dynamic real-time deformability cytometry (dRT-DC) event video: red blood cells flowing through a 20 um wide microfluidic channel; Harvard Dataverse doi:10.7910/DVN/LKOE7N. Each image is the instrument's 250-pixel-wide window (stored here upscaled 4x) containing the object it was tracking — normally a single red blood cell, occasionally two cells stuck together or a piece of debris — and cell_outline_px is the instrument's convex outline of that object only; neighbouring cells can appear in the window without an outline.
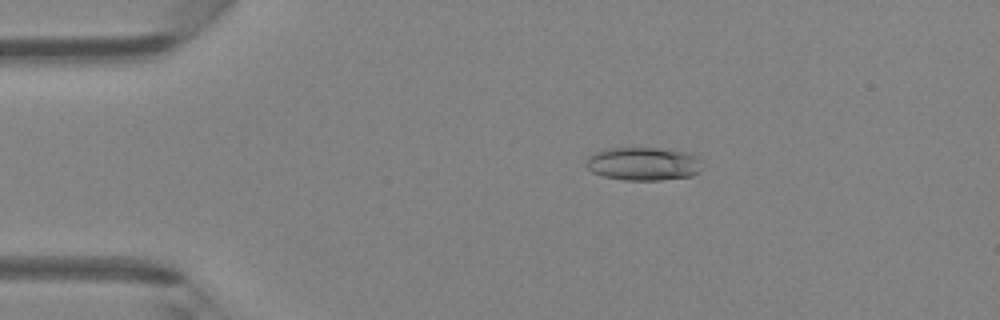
{"species": "Egyptian fruit bat (a non-hibernating species)", "species_latin": "Rousettus aegyptiacus", "temperature_condition": "room temperature", "stored_images_in_passage": 46, "camera_frame_rate_fps": 3000, "um_per_image_px": 0.085, "animal": {"sex": "female"}, "frame": {"image": 1, "passage_image": 8, "time_ms": 2.333, "image_size_px": [1000, 320], "cell_outline_px": [[700, 172], [692, 176], [660, 180], [624, 180], [604, 176], [592, 172], [588, 168], [588, 156], [596, 152], [608, 148], [660, 148], [684, 152], [700, 156]], "centroid_in_image_um": [54.72, 13.92], "position_along_channel_um": 30.3, "area_um2": 22.43}}
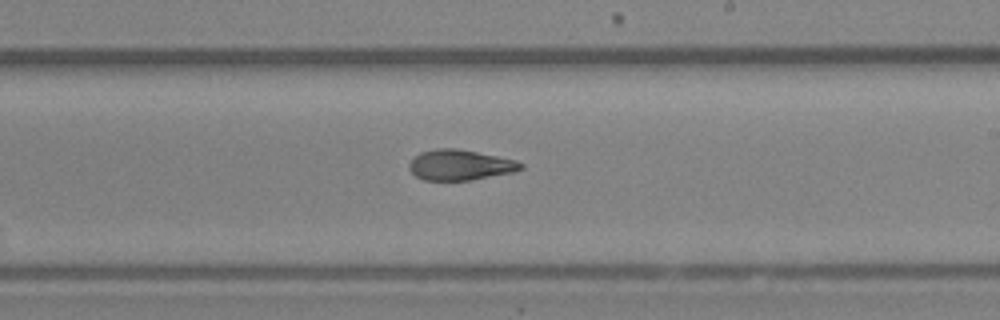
{"frame": {"image": 2, "passage_image": 27, "time_ms": 8.667, "image_size_px": [1000, 320], "cell_outline_px": [[524, 168], [512, 172], [472, 180], [424, 180], [416, 176], [408, 168], [408, 164], [420, 152], [436, 148], [456, 148], [516, 160], [524, 164]], "centroid_in_image_um": [39.1, 14.02], "position_along_channel_um": 249.9, "area_um2": 19.71}}
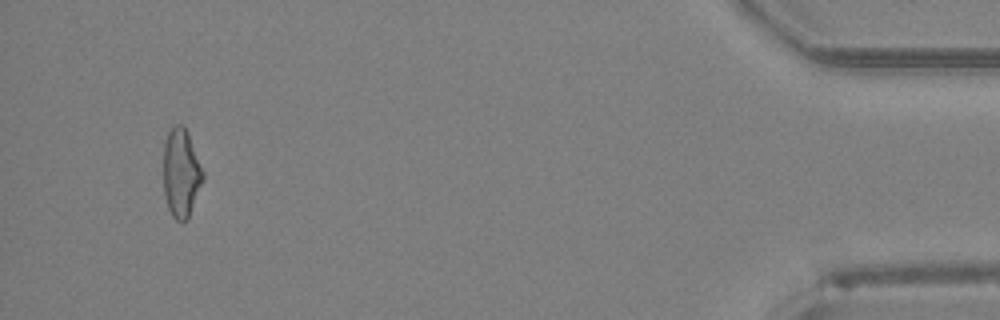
{"frame": {"image": 3, "passage_image": 44, "time_ms": 14.333, "image_size_px": [1000, 320], "cell_outline_px": [[204, 180], [188, 216], [184, 220], [176, 220], [172, 216], [168, 208], [164, 196], [164, 144], [168, 132], [172, 124], [180, 124], [188, 132], [204, 172]], "centroid_in_image_um": [15.39, 14.67], "position_along_channel_um": 419.8, "area_um2": 20.35}, "authors_computed_cell_mechanics": {"area_um2": 20.4612, "velocity_mm_per_s": 4.304, "shape_relaxation_time_tau1_ms": 3.6811, "shape_relaxation_time_tau2_ms": 2.649, "deformation_change_tau1": 0.1597, "deformation_change_tau2": 0.1091}}